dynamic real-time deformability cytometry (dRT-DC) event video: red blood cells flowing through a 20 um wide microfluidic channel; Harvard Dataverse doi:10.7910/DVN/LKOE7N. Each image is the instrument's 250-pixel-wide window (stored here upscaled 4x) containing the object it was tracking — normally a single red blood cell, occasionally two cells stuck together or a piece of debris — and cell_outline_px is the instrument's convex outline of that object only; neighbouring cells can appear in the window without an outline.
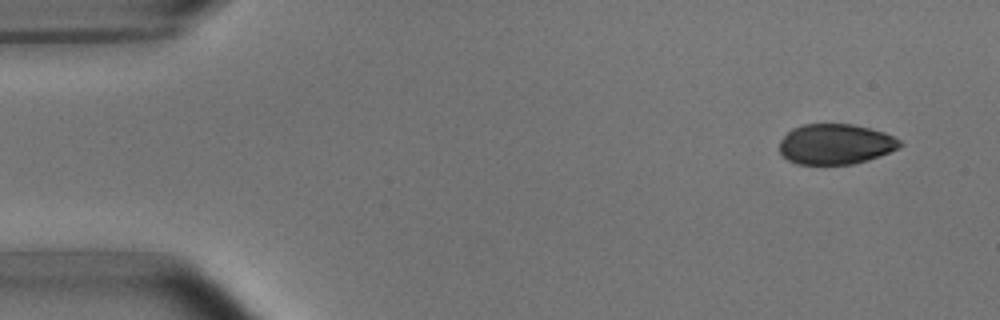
{"species": "common noctule bat (a hibernating species)", "species_latin": "Nyctalus noctula", "temperature_condition": "room temperature", "stored_images_in_passage": 5, "camera_frame_rate_fps": 3000, "um_per_image_px": 0.085, "animal": {"sex": "male", "body_mass_g": 15.6}, "frame": {"image": 1, "passage_image": 1, "time_ms": 0.0, "image_size_px": [1000, 320], "cell_outline_px": [[904, 144], [900, 148], [868, 160], [852, 164], [796, 164], [788, 160], [780, 152], [780, 140], [792, 128], [804, 124], [852, 124], [884, 132], [900, 140]], "centroid_in_image_um": [71.03, 12.25], "position_along_channel_um": 14.0, "area_um2": 28.32}}
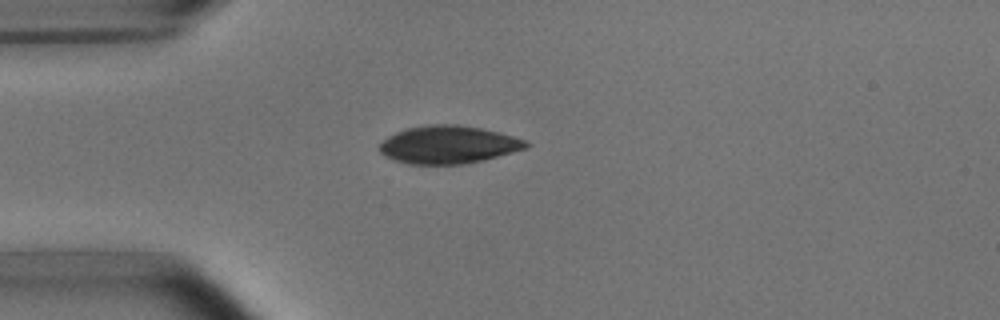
{"frame": {"image": 2, "passage_image": 4, "time_ms": 3.333, "image_size_px": [1000, 320], "cell_outline_px": [[528, 148], [484, 160], [464, 164], [408, 164], [384, 156], [376, 148], [388, 136], [404, 128], [428, 124], [456, 124], [480, 128], [512, 136], [524, 140], [528, 144]], "centroid_in_image_um": [38.06, 12.3], "position_along_channel_um": 46.9, "area_um2": 32.31}}